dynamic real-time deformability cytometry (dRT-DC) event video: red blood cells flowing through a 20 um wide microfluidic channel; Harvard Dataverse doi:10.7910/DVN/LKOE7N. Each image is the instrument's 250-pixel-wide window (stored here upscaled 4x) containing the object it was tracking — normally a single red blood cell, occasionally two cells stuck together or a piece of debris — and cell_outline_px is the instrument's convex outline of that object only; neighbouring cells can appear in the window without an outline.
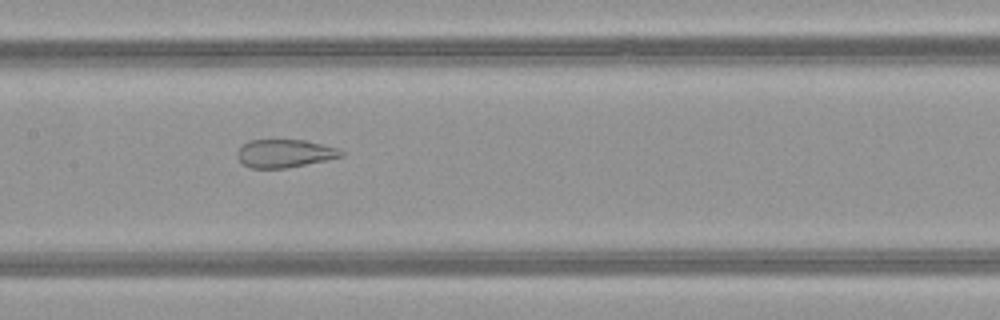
{"species": "common noctule bat (a hibernating species)", "species_latin": "Nyctalus noctula", "temperature_condition": "warm", "stored_images_in_passage": 42, "camera_frame_rate_fps": 3000, "um_per_image_px": 0.085, "animal": {"sex": "female", "body_mass_g": 21.9}, "frame": {"image": 1, "passage_image": 17, "time_ms": 5.333, "image_size_px": [1000, 320], "cell_outline_px": [[344, 156], [284, 168], [248, 168], [236, 156], [236, 152], [248, 140], [304, 140], [336, 148], [344, 152]], "centroid_in_image_um": [24.15, 13.04], "position_along_channel_um": 183.2, "area_um2": 16.7}}
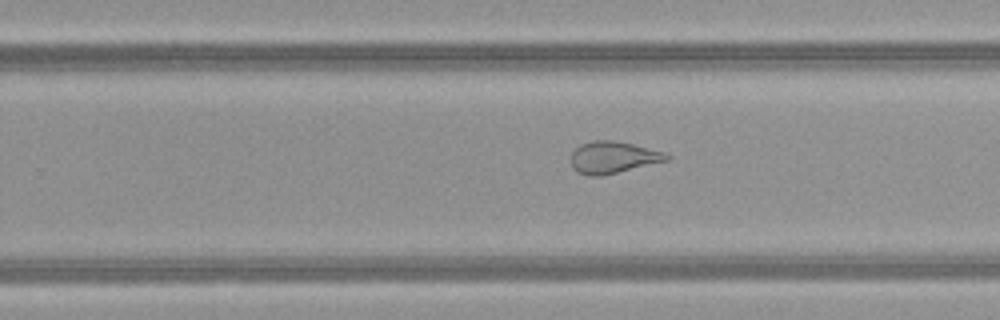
{"frame": {"image": 2, "passage_image": 24, "time_ms": 7.667, "image_size_px": [1000, 320], "cell_outline_px": [[672, 156], [668, 160], [600, 176], [588, 176], [576, 172], [572, 168], [572, 152], [580, 144], [592, 140], [612, 140], [632, 144], [664, 152]], "centroid_in_image_um": [52.08, 13.37], "position_along_channel_um": 277.7, "area_um2": 17.63}}
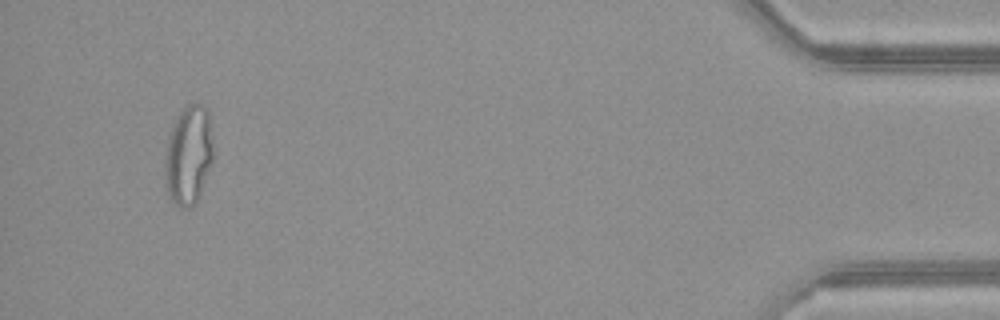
{"frame": {"image": 3, "passage_image": 40, "time_ms": 13.0, "image_size_px": [1000, 320], "cell_outline_px": [[212, 160], [196, 204], [188, 208], [180, 208], [168, 196], [164, 176], [164, 160], [168, 140], [172, 128], [180, 112], [188, 104], [204, 104], [208, 112], [212, 140]], "centroid_in_image_um": [16.01, 13.22], "position_along_channel_um": 419.2, "area_um2": 27.69}, "authors_computed_cell_mechanics": {"area_um2": 22.7154, "velocity_mm_per_s": 4.0591, "shape_relaxation_time_tau1_ms": null, "shape_relaxation_time_tau2_ms": 0.9465, "deformation_change_tau1": null, "deformation_change_tau2": 0.0904}}